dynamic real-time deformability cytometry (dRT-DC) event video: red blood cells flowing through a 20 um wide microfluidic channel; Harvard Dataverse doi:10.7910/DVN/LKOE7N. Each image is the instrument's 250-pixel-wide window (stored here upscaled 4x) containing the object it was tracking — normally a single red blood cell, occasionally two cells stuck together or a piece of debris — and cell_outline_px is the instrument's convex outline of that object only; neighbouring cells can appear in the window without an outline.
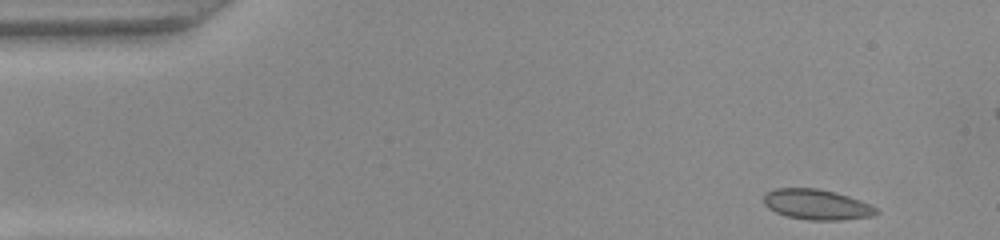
{"species": "common noctule bat (a hibernating species)", "species_latin": "Nyctalus noctula", "temperature_condition": "warm", "stored_images_in_passage": 48, "camera_frame_rate_fps": 3000, "um_per_image_px": 0.085, "animal": {"sex": "female", "body_mass_g": 22.0, "forearm_length_mm": 56.7}, "frame": {"image": 1, "passage_image": 1, "time_ms": 0.0, "image_size_px": [1000, 240], "cell_outline_px": [[880, 212], [872, 216], [840, 220], [808, 220], [788, 216], [776, 212], [768, 208], [764, 204], [764, 192], [776, 188], [816, 188], [836, 192], [860, 200], [876, 208]], "centroid_in_image_um": [69.4, 17.38], "position_along_channel_um": 15.6, "area_um2": 19.88}}
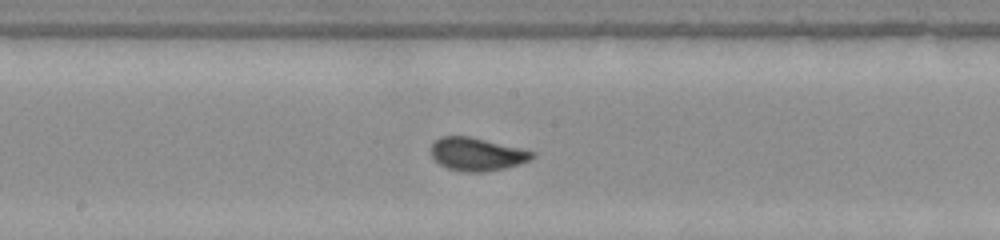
{"frame": {"image": 2, "passage_image": 23, "time_ms": 7.333, "image_size_px": [1000, 240], "cell_outline_px": [[536, 156], [532, 160], [520, 164], [504, 168], [484, 172], [464, 172], [448, 168], [440, 164], [432, 156], [432, 144], [440, 136], [468, 136], [520, 148], [536, 152]], "centroid_in_image_um": [40.58, 13.11], "position_along_channel_um": 207.6, "area_um2": 19.42}}
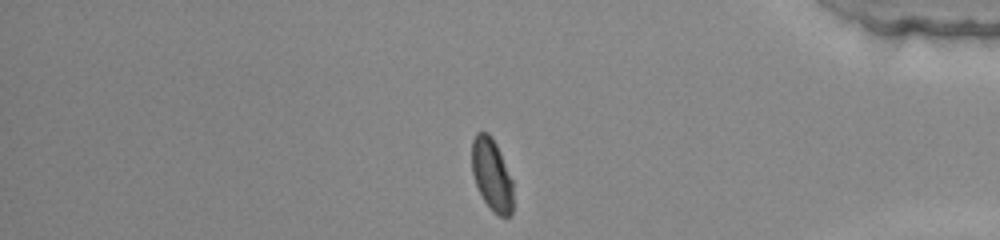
{"frame": {"image": 3, "passage_image": 39, "time_ms": 12.667, "image_size_px": [1000, 240], "cell_outline_px": [[512, 212], [508, 216], [500, 216], [492, 212], [484, 200], [476, 184], [472, 172], [472, 140], [476, 132], [488, 132], [492, 136], [500, 152], [512, 180]], "centroid_in_image_um": [41.79, 14.83], "position_along_channel_um": 393.4, "area_um2": 17.22}, "authors_computed_cell_mechanics": {"area_um2": 18.9295, "velocity_mm_per_s": 4.0319, "shape_relaxation_time_tau1_ms": 4.8816, "shape_relaxation_time_tau2_ms": null, "deformation_change_tau1": 0.1468, "deformation_change_tau2": null}}